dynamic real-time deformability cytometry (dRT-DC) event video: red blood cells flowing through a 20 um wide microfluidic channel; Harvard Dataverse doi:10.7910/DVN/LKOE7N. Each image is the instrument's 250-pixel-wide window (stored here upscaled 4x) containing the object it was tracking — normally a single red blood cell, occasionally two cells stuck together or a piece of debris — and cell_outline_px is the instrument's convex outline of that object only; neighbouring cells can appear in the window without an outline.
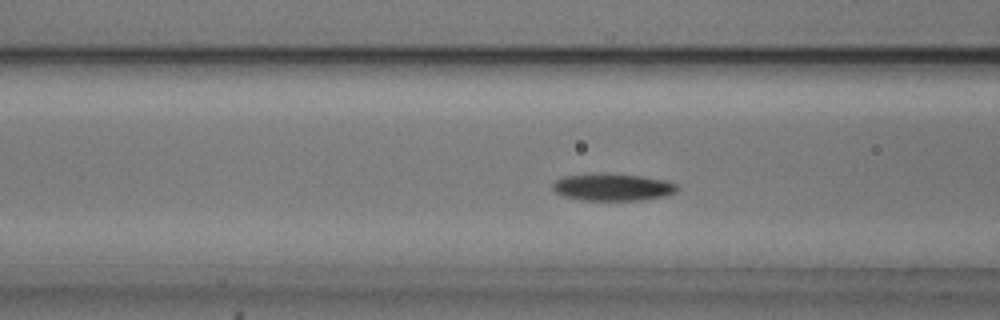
{"species": "common noctule bat (a hibernating species)", "species_latin": "Nyctalus noctula", "temperature_condition": "cold", "stored_images_in_passage": 51, "camera_frame_rate_fps": 3000, "um_per_image_px": 0.085, "animal": {"sex": "male", "body_mass_g": 20.5, "forearm_length_mm": 52.5}, "frame": {"image": 1, "passage_image": 18, "time_ms": 5.667, "image_size_px": [1000, 320], "cell_outline_px": [[680, 188], [676, 192], [664, 196], [640, 200], [584, 200], [564, 196], [556, 192], [552, 188], [552, 184], [556, 180], [564, 176], [600, 172], [604, 172], [640, 176], [664, 180], [676, 184]], "centroid_in_image_um": [52.07, 15.89], "position_along_channel_um": 114.5, "area_um2": 19.83}}
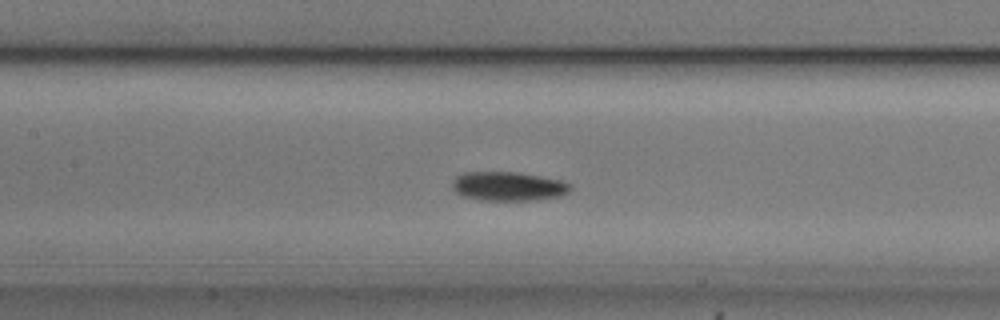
{"frame": {"image": 2, "passage_image": 22, "time_ms": 7.0, "image_size_px": [1000, 320], "cell_outline_px": [[572, 188], [568, 192], [560, 196], [536, 200], [480, 200], [460, 196], [452, 188], [452, 180], [456, 176], [464, 172], [516, 172], [540, 176], [560, 180], [572, 184]], "centroid_in_image_um": [43.18, 15.84], "position_along_channel_um": 164.2, "area_um2": 20.17}}
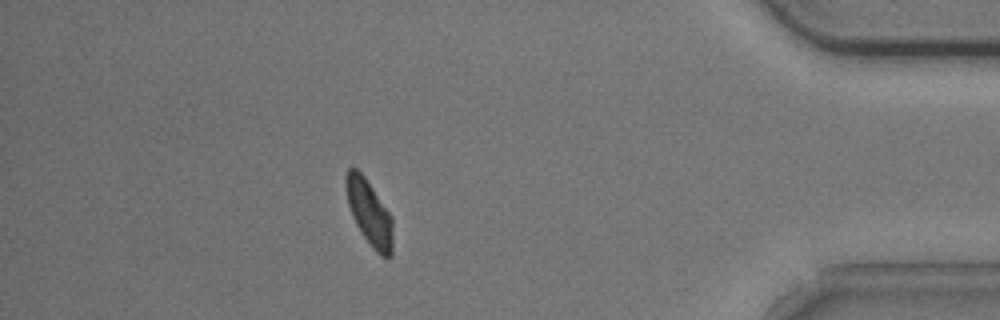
{"frame": {"image": 3, "passage_image": 45, "time_ms": 14.667, "image_size_px": [1000, 320], "cell_outline_px": [[392, 256], [388, 260], [380, 256], [372, 248], [360, 232], [352, 216], [348, 204], [344, 184], [344, 176], [348, 168], [356, 168], [364, 176], [392, 216]], "centroid_in_image_um": [31.38, 18.11], "position_along_channel_um": 403.8, "area_um2": 18.09}, "authors_computed_cell_mechanics": {"area_um2": 18.7272, "velocity_mm_per_s": 3.7059, "shape_relaxation_time_tau1_ms": 1.9821, "shape_relaxation_time_tau2_ms": 3.8333, "deformation_change_tau1": 0.1041, "deformation_change_tau2": 0.0846}}